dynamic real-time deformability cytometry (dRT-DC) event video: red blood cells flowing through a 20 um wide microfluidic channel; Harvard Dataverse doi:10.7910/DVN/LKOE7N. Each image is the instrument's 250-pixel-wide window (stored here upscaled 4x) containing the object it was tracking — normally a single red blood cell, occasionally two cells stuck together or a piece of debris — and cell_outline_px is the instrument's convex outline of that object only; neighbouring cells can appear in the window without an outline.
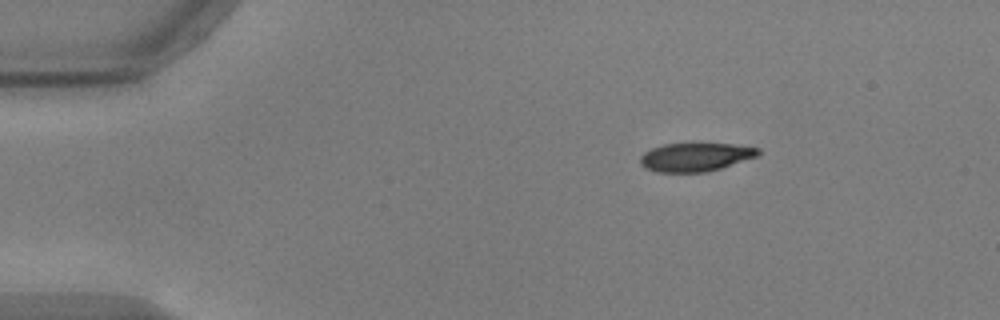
{"species": "common noctule bat (a hibernating species)", "species_latin": "Nyctalus noctula", "temperature_condition": "warm", "stored_images_in_passage": 47, "camera_frame_rate_fps": 3000, "um_per_image_px": 0.085, "animal": {"sex": "male", "body_mass_g": 17.9, "forearm_length_mm": 54.2}, "frame": {"image": 1, "passage_image": 1, "time_ms": 0.0, "image_size_px": [1000, 320], "cell_outline_px": [[760, 156], [708, 172], [656, 172], [644, 168], [640, 164], [640, 156], [644, 152], [652, 148], [664, 144], [732, 144], [760, 148]], "centroid_in_image_um": [59.12, 13.36], "position_along_channel_um": 25.9, "area_um2": 19.71}}
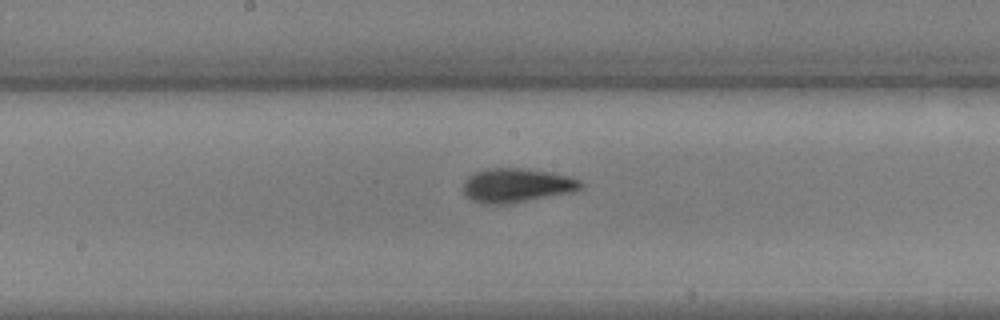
{"frame": {"image": 2, "passage_image": 21, "time_ms": 6.667, "image_size_px": [1000, 320], "cell_outline_px": [[584, 188], [576, 192], [512, 204], [484, 204], [472, 200], [464, 192], [464, 180], [468, 176], [476, 172], [488, 168], [524, 168], [552, 172], [568, 176], [580, 180], [584, 184]], "centroid_in_image_um": [43.99, 15.77], "position_along_channel_um": 204.2, "area_um2": 23.81}}
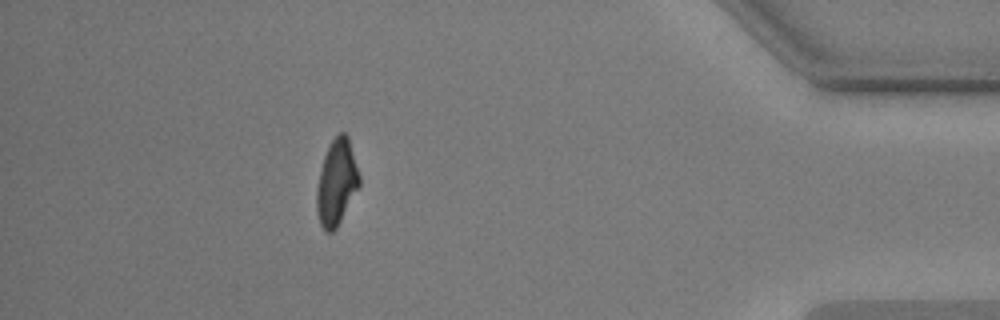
{"frame": {"image": 3, "passage_image": 41, "time_ms": 13.333, "image_size_px": [1000, 320], "cell_outline_px": [[360, 184], [336, 228], [332, 232], [324, 232], [320, 224], [316, 212], [316, 188], [324, 156], [332, 140], [340, 132], [344, 132], [348, 136], [360, 176]], "centroid_in_image_um": [28.59, 15.53], "position_along_channel_um": 406.6, "area_um2": 21.1}, "authors_computed_cell_mechanics": {"area_um2": 21.7906, "velocity_mm_per_s": 3.7239, "shape_relaxation_time_tau1_ms": 2.7877, "shape_relaxation_time_tau2_ms": 2.4068, "deformation_change_tau1": 0.1504, "deformation_change_tau2": 0.0774}}